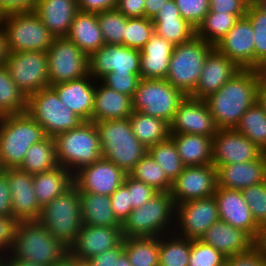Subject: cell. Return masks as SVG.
Instances as JSON below:
<instances>
[{"label": "cell", "instance_id": "cell-68", "mask_svg": "<svg viewBox=\"0 0 266 266\" xmlns=\"http://www.w3.org/2000/svg\"><path fill=\"white\" fill-rule=\"evenodd\" d=\"M116 266H132L127 254L123 252L116 261Z\"/></svg>", "mask_w": 266, "mask_h": 266}, {"label": "cell", "instance_id": "cell-15", "mask_svg": "<svg viewBox=\"0 0 266 266\" xmlns=\"http://www.w3.org/2000/svg\"><path fill=\"white\" fill-rule=\"evenodd\" d=\"M218 187L217 168L212 164L185 166L181 174L172 182L170 194L175 203L208 198Z\"/></svg>", "mask_w": 266, "mask_h": 266}, {"label": "cell", "instance_id": "cell-38", "mask_svg": "<svg viewBox=\"0 0 266 266\" xmlns=\"http://www.w3.org/2000/svg\"><path fill=\"white\" fill-rule=\"evenodd\" d=\"M190 251L191 239L175 232L159 236V266H188Z\"/></svg>", "mask_w": 266, "mask_h": 266}, {"label": "cell", "instance_id": "cell-64", "mask_svg": "<svg viewBox=\"0 0 266 266\" xmlns=\"http://www.w3.org/2000/svg\"><path fill=\"white\" fill-rule=\"evenodd\" d=\"M255 247L260 251L263 259L266 261V227H262L255 240Z\"/></svg>", "mask_w": 266, "mask_h": 266}, {"label": "cell", "instance_id": "cell-21", "mask_svg": "<svg viewBox=\"0 0 266 266\" xmlns=\"http://www.w3.org/2000/svg\"><path fill=\"white\" fill-rule=\"evenodd\" d=\"M123 241L121 227L89 226L83 224L68 252L85 263L91 257L113 249Z\"/></svg>", "mask_w": 266, "mask_h": 266}, {"label": "cell", "instance_id": "cell-26", "mask_svg": "<svg viewBox=\"0 0 266 266\" xmlns=\"http://www.w3.org/2000/svg\"><path fill=\"white\" fill-rule=\"evenodd\" d=\"M226 257L246 253L255 246V240L244 230L218 220L200 237Z\"/></svg>", "mask_w": 266, "mask_h": 266}, {"label": "cell", "instance_id": "cell-57", "mask_svg": "<svg viewBox=\"0 0 266 266\" xmlns=\"http://www.w3.org/2000/svg\"><path fill=\"white\" fill-rule=\"evenodd\" d=\"M124 252V241L113 249L91 257L85 263L88 266H116L118 257Z\"/></svg>", "mask_w": 266, "mask_h": 266}, {"label": "cell", "instance_id": "cell-70", "mask_svg": "<svg viewBox=\"0 0 266 266\" xmlns=\"http://www.w3.org/2000/svg\"><path fill=\"white\" fill-rule=\"evenodd\" d=\"M253 3L266 13V0H254Z\"/></svg>", "mask_w": 266, "mask_h": 266}, {"label": "cell", "instance_id": "cell-71", "mask_svg": "<svg viewBox=\"0 0 266 266\" xmlns=\"http://www.w3.org/2000/svg\"><path fill=\"white\" fill-rule=\"evenodd\" d=\"M4 19H5V15H4V13L0 10V28L3 27Z\"/></svg>", "mask_w": 266, "mask_h": 266}, {"label": "cell", "instance_id": "cell-67", "mask_svg": "<svg viewBox=\"0 0 266 266\" xmlns=\"http://www.w3.org/2000/svg\"><path fill=\"white\" fill-rule=\"evenodd\" d=\"M257 102L262 106L266 112V81L260 79L257 90Z\"/></svg>", "mask_w": 266, "mask_h": 266}, {"label": "cell", "instance_id": "cell-40", "mask_svg": "<svg viewBox=\"0 0 266 266\" xmlns=\"http://www.w3.org/2000/svg\"><path fill=\"white\" fill-rule=\"evenodd\" d=\"M235 129L252 141L260 151L266 148V112L256 101L245 114Z\"/></svg>", "mask_w": 266, "mask_h": 266}, {"label": "cell", "instance_id": "cell-19", "mask_svg": "<svg viewBox=\"0 0 266 266\" xmlns=\"http://www.w3.org/2000/svg\"><path fill=\"white\" fill-rule=\"evenodd\" d=\"M170 134H195L214 137L218 131L204 99L186 96L175 112Z\"/></svg>", "mask_w": 266, "mask_h": 266}, {"label": "cell", "instance_id": "cell-20", "mask_svg": "<svg viewBox=\"0 0 266 266\" xmlns=\"http://www.w3.org/2000/svg\"><path fill=\"white\" fill-rule=\"evenodd\" d=\"M6 176L11 193L12 216L18 222L39 221L42 208L33 189V175L19 168H7Z\"/></svg>", "mask_w": 266, "mask_h": 266}, {"label": "cell", "instance_id": "cell-42", "mask_svg": "<svg viewBox=\"0 0 266 266\" xmlns=\"http://www.w3.org/2000/svg\"><path fill=\"white\" fill-rule=\"evenodd\" d=\"M27 97L12 80L7 68L0 66V117L26 112Z\"/></svg>", "mask_w": 266, "mask_h": 266}, {"label": "cell", "instance_id": "cell-18", "mask_svg": "<svg viewBox=\"0 0 266 266\" xmlns=\"http://www.w3.org/2000/svg\"><path fill=\"white\" fill-rule=\"evenodd\" d=\"M260 149L235 128L218 129L212 140V165L238 164L256 160Z\"/></svg>", "mask_w": 266, "mask_h": 266}, {"label": "cell", "instance_id": "cell-30", "mask_svg": "<svg viewBox=\"0 0 266 266\" xmlns=\"http://www.w3.org/2000/svg\"><path fill=\"white\" fill-rule=\"evenodd\" d=\"M132 98L96 81L92 122L129 118L132 114Z\"/></svg>", "mask_w": 266, "mask_h": 266}, {"label": "cell", "instance_id": "cell-8", "mask_svg": "<svg viewBox=\"0 0 266 266\" xmlns=\"http://www.w3.org/2000/svg\"><path fill=\"white\" fill-rule=\"evenodd\" d=\"M214 48L196 35L188 42L175 45L166 80L190 96L198 85L205 60Z\"/></svg>", "mask_w": 266, "mask_h": 266}, {"label": "cell", "instance_id": "cell-13", "mask_svg": "<svg viewBox=\"0 0 266 266\" xmlns=\"http://www.w3.org/2000/svg\"><path fill=\"white\" fill-rule=\"evenodd\" d=\"M46 53L50 86L89 74L88 56L67 37H54Z\"/></svg>", "mask_w": 266, "mask_h": 266}, {"label": "cell", "instance_id": "cell-5", "mask_svg": "<svg viewBox=\"0 0 266 266\" xmlns=\"http://www.w3.org/2000/svg\"><path fill=\"white\" fill-rule=\"evenodd\" d=\"M68 248L56 240L39 221L19 222L10 255L17 260L51 266Z\"/></svg>", "mask_w": 266, "mask_h": 266}, {"label": "cell", "instance_id": "cell-58", "mask_svg": "<svg viewBox=\"0 0 266 266\" xmlns=\"http://www.w3.org/2000/svg\"><path fill=\"white\" fill-rule=\"evenodd\" d=\"M37 0H0V10L4 15L34 12Z\"/></svg>", "mask_w": 266, "mask_h": 266}, {"label": "cell", "instance_id": "cell-73", "mask_svg": "<svg viewBox=\"0 0 266 266\" xmlns=\"http://www.w3.org/2000/svg\"><path fill=\"white\" fill-rule=\"evenodd\" d=\"M221 266H229L227 262H224Z\"/></svg>", "mask_w": 266, "mask_h": 266}, {"label": "cell", "instance_id": "cell-27", "mask_svg": "<svg viewBox=\"0 0 266 266\" xmlns=\"http://www.w3.org/2000/svg\"><path fill=\"white\" fill-rule=\"evenodd\" d=\"M34 12L54 37H66L79 12L78 0H37Z\"/></svg>", "mask_w": 266, "mask_h": 266}, {"label": "cell", "instance_id": "cell-63", "mask_svg": "<svg viewBox=\"0 0 266 266\" xmlns=\"http://www.w3.org/2000/svg\"><path fill=\"white\" fill-rule=\"evenodd\" d=\"M0 265L1 266H41L31 262L17 260L16 258L12 257L10 254L0 258Z\"/></svg>", "mask_w": 266, "mask_h": 266}, {"label": "cell", "instance_id": "cell-35", "mask_svg": "<svg viewBox=\"0 0 266 266\" xmlns=\"http://www.w3.org/2000/svg\"><path fill=\"white\" fill-rule=\"evenodd\" d=\"M82 223L89 226L121 227L114 216L110 196L79 191Z\"/></svg>", "mask_w": 266, "mask_h": 266}, {"label": "cell", "instance_id": "cell-54", "mask_svg": "<svg viewBox=\"0 0 266 266\" xmlns=\"http://www.w3.org/2000/svg\"><path fill=\"white\" fill-rule=\"evenodd\" d=\"M110 199L114 216L122 224L128 217L129 213L133 210L129 198L128 187L122 183L118 189L110 195Z\"/></svg>", "mask_w": 266, "mask_h": 266}, {"label": "cell", "instance_id": "cell-23", "mask_svg": "<svg viewBox=\"0 0 266 266\" xmlns=\"http://www.w3.org/2000/svg\"><path fill=\"white\" fill-rule=\"evenodd\" d=\"M254 32L250 20L239 18L215 48L241 69H254Z\"/></svg>", "mask_w": 266, "mask_h": 266}, {"label": "cell", "instance_id": "cell-32", "mask_svg": "<svg viewBox=\"0 0 266 266\" xmlns=\"http://www.w3.org/2000/svg\"><path fill=\"white\" fill-rule=\"evenodd\" d=\"M66 37L88 57L105 45L96 13L79 11L74 16Z\"/></svg>", "mask_w": 266, "mask_h": 266}, {"label": "cell", "instance_id": "cell-39", "mask_svg": "<svg viewBox=\"0 0 266 266\" xmlns=\"http://www.w3.org/2000/svg\"><path fill=\"white\" fill-rule=\"evenodd\" d=\"M132 266H159V237L123 238Z\"/></svg>", "mask_w": 266, "mask_h": 266}, {"label": "cell", "instance_id": "cell-24", "mask_svg": "<svg viewBox=\"0 0 266 266\" xmlns=\"http://www.w3.org/2000/svg\"><path fill=\"white\" fill-rule=\"evenodd\" d=\"M240 70L241 68L235 62L214 48L205 60L198 85L190 97L205 99L210 94L217 92Z\"/></svg>", "mask_w": 266, "mask_h": 266}, {"label": "cell", "instance_id": "cell-17", "mask_svg": "<svg viewBox=\"0 0 266 266\" xmlns=\"http://www.w3.org/2000/svg\"><path fill=\"white\" fill-rule=\"evenodd\" d=\"M126 173L113 162L100 158L73 174V185L78 191L112 195L123 183Z\"/></svg>", "mask_w": 266, "mask_h": 266}, {"label": "cell", "instance_id": "cell-52", "mask_svg": "<svg viewBox=\"0 0 266 266\" xmlns=\"http://www.w3.org/2000/svg\"><path fill=\"white\" fill-rule=\"evenodd\" d=\"M123 183L128 187L129 198L133 209H138L158 193L150 185L134 179L129 174H126Z\"/></svg>", "mask_w": 266, "mask_h": 266}, {"label": "cell", "instance_id": "cell-7", "mask_svg": "<svg viewBox=\"0 0 266 266\" xmlns=\"http://www.w3.org/2000/svg\"><path fill=\"white\" fill-rule=\"evenodd\" d=\"M39 222L56 240L69 248L83 226L78 189L72 185L46 204L42 208Z\"/></svg>", "mask_w": 266, "mask_h": 266}, {"label": "cell", "instance_id": "cell-2", "mask_svg": "<svg viewBox=\"0 0 266 266\" xmlns=\"http://www.w3.org/2000/svg\"><path fill=\"white\" fill-rule=\"evenodd\" d=\"M102 157L129 174L148 149L136 138L128 118L95 122Z\"/></svg>", "mask_w": 266, "mask_h": 266}, {"label": "cell", "instance_id": "cell-22", "mask_svg": "<svg viewBox=\"0 0 266 266\" xmlns=\"http://www.w3.org/2000/svg\"><path fill=\"white\" fill-rule=\"evenodd\" d=\"M213 196L220 220L244 230L256 240L261 227L255 222L241 190L217 187Z\"/></svg>", "mask_w": 266, "mask_h": 266}, {"label": "cell", "instance_id": "cell-34", "mask_svg": "<svg viewBox=\"0 0 266 266\" xmlns=\"http://www.w3.org/2000/svg\"><path fill=\"white\" fill-rule=\"evenodd\" d=\"M72 185L73 174L61 166L33 175V189L41 208Z\"/></svg>", "mask_w": 266, "mask_h": 266}, {"label": "cell", "instance_id": "cell-53", "mask_svg": "<svg viewBox=\"0 0 266 266\" xmlns=\"http://www.w3.org/2000/svg\"><path fill=\"white\" fill-rule=\"evenodd\" d=\"M18 221L12 216H0V258L12 250Z\"/></svg>", "mask_w": 266, "mask_h": 266}, {"label": "cell", "instance_id": "cell-45", "mask_svg": "<svg viewBox=\"0 0 266 266\" xmlns=\"http://www.w3.org/2000/svg\"><path fill=\"white\" fill-rule=\"evenodd\" d=\"M97 20L105 44L124 45L127 17L117 9L97 13Z\"/></svg>", "mask_w": 266, "mask_h": 266}, {"label": "cell", "instance_id": "cell-3", "mask_svg": "<svg viewBox=\"0 0 266 266\" xmlns=\"http://www.w3.org/2000/svg\"><path fill=\"white\" fill-rule=\"evenodd\" d=\"M175 214L176 205L170 192H158L129 213L121 224L123 238L159 237L174 232Z\"/></svg>", "mask_w": 266, "mask_h": 266}, {"label": "cell", "instance_id": "cell-43", "mask_svg": "<svg viewBox=\"0 0 266 266\" xmlns=\"http://www.w3.org/2000/svg\"><path fill=\"white\" fill-rule=\"evenodd\" d=\"M131 177L150 185L158 192H170L172 181L147 152L129 173Z\"/></svg>", "mask_w": 266, "mask_h": 266}, {"label": "cell", "instance_id": "cell-9", "mask_svg": "<svg viewBox=\"0 0 266 266\" xmlns=\"http://www.w3.org/2000/svg\"><path fill=\"white\" fill-rule=\"evenodd\" d=\"M26 112L43 128L46 136L78 128L84 121L66 107L57 93L46 87L27 97Z\"/></svg>", "mask_w": 266, "mask_h": 266}, {"label": "cell", "instance_id": "cell-55", "mask_svg": "<svg viewBox=\"0 0 266 266\" xmlns=\"http://www.w3.org/2000/svg\"><path fill=\"white\" fill-rule=\"evenodd\" d=\"M250 0H209V12L246 15Z\"/></svg>", "mask_w": 266, "mask_h": 266}, {"label": "cell", "instance_id": "cell-16", "mask_svg": "<svg viewBox=\"0 0 266 266\" xmlns=\"http://www.w3.org/2000/svg\"><path fill=\"white\" fill-rule=\"evenodd\" d=\"M89 74L100 81L108 73H140V50L105 44L88 57Z\"/></svg>", "mask_w": 266, "mask_h": 266}, {"label": "cell", "instance_id": "cell-62", "mask_svg": "<svg viewBox=\"0 0 266 266\" xmlns=\"http://www.w3.org/2000/svg\"><path fill=\"white\" fill-rule=\"evenodd\" d=\"M168 1L170 0H145L144 17L153 19Z\"/></svg>", "mask_w": 266, "mask_h": 266}, {"label": "cell", "instance_id": "cell-25", "mask_svg": "<svg viewBox=\"0 0 266 266\" xmlns=\"http://www.w3.org/2000/svg\"><path fill=\"white\" fill-rule=\"evenodd\" d=\"M62 103L84 122L92 121L96 80L90 75L50 86Z\"/></svg>", "mask_w": 266, "mask_h": 266}, {"label": "cell", "instance_id": "cell-46", "mask_svg": "<svg viewBox=\"0 0 266 266\" xmlns=\"http://www.w3.org/2000/svg\"><path fill=\"white\" fill-rule=\"evenodd\" d=\"M254 32V69L266 60V13L250 2L245 15Z\"/></svg>", "mask_w": 266, "mask_h": 266}, {"label": "cell", "instance_id": "cell-14", "mask_svg": "<svg viewBox=\"0 0 266 266\" xmlns=\"http://www.w3.org/2000/svg\"><path fill=\"white\" fill-rule=\"evenodd\" d=\"M220 220L214 196L176 205L174 232L187 239H200L205 231ZM178 229V230H177Z\"/></svg>", "mask_w": 266, "mask_h": 266}, {"label": "cell", "instance_id": "cell-74", "mask_svg": "<svg viewBox=\"0 0 266 266\" xmlns=\"http://www.w3.org/2000/svg\"><path fill=\"white\" fill-rule=\"evenodd\" d=\"M80 266H88L86 263H82Z\"/></svg>", "mask_w": 266, "mask_h": 266}, {"label": "cell", "instance_id": "cell-66", "mask_svg": "<svg viewBox=\"0 0 266 266\" xmlns=\"http://www.w3.org/2000/svg\"><path fill=\"white\" fill-rule=\"evenodd\" d=\"M82 263L83 262L72 256L68 252L60 260H58L55 264H52L51 266H80Z\"/></svg>", "mask_w": 266, "mask_h": 266}, {"label": "cell", "instance_id": "cell-36", "mask_svg": "<svg viewBox=\"0 0 266 266\" xmlns=\"http://www.w3.org/2000/svg\"><path fill=\"white\" fill-rule=\"evenodd\" d=\"M128 119L134 135L147 149L170 137V125L161 118L133 111Z\"/></svg>", "mask_w": 266, "mask_h": 266}, {"label": "cell", "instance_id": "cell-41", "mask_svg": "<svg viewBox=\"0 0 266 266\" xmlns=\"http://www.w3.org/2000/svg\"><path fill=\"white\" fill-rule=\"evenodd\" d=\"M242 17L245 15L208 12L196 29V36L215 46Z\"/></svg>", "mask_w": 266, "mask_h": 266}, {"label": "cell", "instance_id": "cell-29", "mask_svg": "<svg viewBox=\"0 0 266 266\" xmlns=\"http://www.w3.org/2000/svg\"><path fill=\"white\" fill-rule=\"evenodd\" d=\"M216 168L218 187L221 188L242 190L266 181L265 164L261 155L253 161L217 165Z\"/></svg>", "mask_w": 266, "mask_h": 266}, {"label": "cell", "instance_id": "cell-60", "mask_svg": "<svg viewBox=\"0 0 266 266\" xmlns=\"http://www.w3.org/2000/svg\"><path fill=\"white\" fill-rule=\"evenodd\" d=\"M12 215L11 193L6 169L0 170V216Z\"/></svg>", "mask_w": 266, "mask_h": 266}, {"label": "cell", "instance_id": "cell-1", "mask_svg": "<svg viewBox=\"0 0 266 266\" xmlns=\"http://www.w3.org/2000/svg\"><path fill=\"white\" fill-rule=\"evenodd\" d=\"M260 76L257 69H241L204 101L218 129H232L257 101Z\"/></svg>", "mask_w": 266, "mask_h": 266}, {"label": "cell", "instance_id": "cell-51", "mask_svg": "<svg viewBox=\"0 0 266 266\" xmlns=\"http://www.w3.org/2000/svg\"><path fill=\"white\" fill-rule=\"evenodd\" d=\"M141 80L140 73H108L100 81L121 94L133 97Z\"/></svg>", "mask_w": 266, "mask_h": 266}, {"label": "cell", "instance_id": "cell-44", "mask_svg": "<svg viewBox=\"0 0 266 266\" xmlns=\"http://www.w3.org/2000/svg\"><path fill=\"white\" fill-rule=\"evenodd\" d=\"M148 153L163 169L166 176L173 182L184 170L183 164L174 141L169 137L167 140L152 145Z\"/></svg>", "mask_w": 266, "mask_h": 266}, {"label": "cell", "instance_id": "cell-50", "mask_svg": "<svg viewBox=\"0 0 266 266\" xmlns=\"http://www.w3.org/2000/svg\"><path fill=\"white\" fill-rule=\"evenodd\" d=\"M181 17L195 29L209 12V0H174Z\"/></svg>", "mask_w": 266, "mask_h": 266}, {"label": "cell", "instance_id": "cell-72", "mask_svg": "<svg viewBox=\"0 0 266 266\" xmlns=\"http://www.w3.org/2000/svg\"><path fill=\"white\" fill-rule=\"evenodd\" d=\"M261 156L264 160V164H265V176H266V153H261Z\"/></svg>", "mask_w": 266, "mask_h": 266}, {"label": "cell", "instance_id": "cell-4", "mask_svg": "<svg viewBox=\"0 0 266 266\" xmlns=\"http://www.w3.org/2000/svg\"><path fill=\"white\" fill-rule=\"evenodd\" d=\"M45 137L43 128L27 112L0 117L1 168H19L28 149Z\"/></svg>", "mask_w": 266, "mask_h": 266}, {"label": "cell", "instance_id": "cell-33", "mask_svg": "<svg viewBox=\"0 0 266 266\" xmlns=\"http://www.w3.org/2000/svg\"><path fill=\"white\" fill-rule=\"evenodd\" d=\"M185 166L212 164L213 137L195 134H170Z\"/></svg>", "mask_w": 266, "mask_h": 266}, {"label": "cell", "instance_id": "cell-47", "mask_svg": "<svg viewBox=\"0 0 266 266\" xmlns=\"http://www.w3.org/2000/svg\"><path fill=\"white\" fill-rule=\"evenodd\" d=\"M154 34L152 19L146 17L127 18L124 46L141 50Z\"/></svg>", "mask_w": 266, "mask_h": 266}, {"label": "cell", "instance_id": "cell-10", "mask_svg": "<svg viewBox=\"0 0 266 266\" xmlns=\"http://www.w3.org/2000/svg\"><path fill=\"white\" fill-rule=\"evenodd\" d=\"M186 95L166 79H141L132 97L133 111L171 123Z\"/></svg>", "mask_w": 266, "mask_h": 266}, {"label": "cell", "instance_id": "cell-31", "mask_svg": "<svg viewBox=\"0 0 266 266\" xmlns=\"http://www.w3.org/2000/svg\"><path fill=\"white\" fill-rule=\"evenodd\" d=\"M152 22L154 32L174 45L188 42L196 35V29L181 17L174 0L166 2Z\"/></svg>", "mask_w": 266, "mask_h": 266}, {"label": "cell", "instance_id": "cell-12", "mask_svg": "<svg viewBox=\"0 0 266 266\" xmlns=\"http://www.w3.org/2000/svg\"><path fill=\"white\" fill-rule=\"evenodd\" d=\"M4 66L26 97L50 87L45 51L9 52Z\"/></svg>", "mask_w": 266, "mask_h": 266}, {"label": "cell", "instance_id": "cell-11", "mask_svg": "<svg viewBox=\"0 0 266 266\" xmlns=\"http://www.w3.org/2000/svg\"><path fill=\"white\" fill-rule=\"evenodd\" d=\"M2 28L9 52H46L54 38L35 12L5 15Z\"/></svg>", "mask_w": 266, "mask_h": 266}, {"label": "cell", "instance_id": "cell-65", "mask_svg": "<svg viewBox=\"0 0 266 266\" xmlns=\"http://www.w3.org/2000/svg\"><path fill=\"white\" fill-rule=\"evenodd\" d=\"M9 50L6 41V35L3 28H0V66L5 65Z\"/></svg>", "mask_w": 266, "mask_h": 266}, {"label": "cell", "instance_id": "cell-61", "mask_svg": "<svg viewBox=\"0 0 266 266\" xmlns=\"http://www.w3.org/2000/svg\"><path fill=\"white\" fill-rule=\"evenodd\" d=\"M117 0H78L79 11L100 13L115 9Z\"/></svg>", "mask_w": 266, "mask_h": 266}, {"label": "cell", "instance_id": "cell-49", "mask_svg": "<svg viewBox=\"0 0 266 266\" xmlns=\"http://www.w3.org/2000/svg\"><path fill=\"white\" fill-rule=\"evenodd\" d=\"M226 256L211 245L199 239L191 240V251L188 266H221Z\"/></svg>", "mask_w": 266, "mask_h": 266}, {"label": "cell", "instance_id": "cell-28", "mask_svg": "<svg viewBox=\"0 0 266 266\" xmlns=\"http://www.w3.org/2000/svg\"><path fill=\"white\" fill-rule=\"evenodd\" d=\"M174 46L154 32L140 50L141 79H166Z\"/></svg>", "mask_w": 266, "mask_h": 266}, {"label": "cell", "instance_id": "cell-48", "mask_svg": "<svg viewBox=\"0 0 266 266\" xmlns=\"http://www.w3.org/2000/svg\"><path fill=\"white\" fill-rule=\"evenodd\" d=\"M255 222L266 227V181L241 190Z\"/></svg>", "mask_w": 266, "mask_h": 266}, {"label": "cell", "instance_id": "cell-69", "mask_svg": "<svg viewBox=\"0 0 266 266\" xmlns=\"http://www.w3.org/2000/svg\"><path fill=\"white\" fill-rule=\"evenodd\" d=\"M257 70H258L260 79L266 81V60L262 64H260Z\"/></svg>", "mask_w": 266, "mask_h": 266}, {"label": "cell", "instance_id": "cell-37", "mask_svg": "<svg viewBox=\"0 0 266 266\" xmlns=\"http://www.w3.org/2000/svg\"><path fill=\"white\" fill-rule=\"evenodd\" d=\"M58 166L54 137L46 136L28 149L19 169L34 175L52 170Z\"/></svg>", "mask_w": 266, "mask_h": 266}, {"label": "cell", "instance_id": "cell-59", "mask_svg": "<svg viewBox=\"0 0 266 266\" xmlns=\"http://www.w3.org/2000/svg\"><path fill=\"white\" fill-rule=\"evenodd\" d=\"M145 0H117L115 9L127 18L144 17Z\"/></svg>", "mask_w": 266, "mask_h": 266}, {"label": "cell", "instance_id": "cell-56", "mask_svg": "<svg viewBox=\"0 0 266 266\" xmlns=\"http://www.w3.org/2000/svg\"><path fill=\"white\" fill-rule=\"evenodd\" d=\"M226 262L229 266H266V261L255 246L246 253L227 257Z\"/></svg>", "mask_w": 266, "mask_h": 266}, {"label": "cell", "instance_id": "cell-6", "mask_svg": "<svg viewBox=\"0 0 266 266\" xmlns=\"http://www.w3.org/2000/svg\"><path fill=\"white\" fill-rule=\"evenodd\" d=\"M54 140L59 166L72 174L102 158L95 122H83L78 128L59 133Z\"/></svg>", "mask_w": 266, "mask_h": 266}]
</instances>
